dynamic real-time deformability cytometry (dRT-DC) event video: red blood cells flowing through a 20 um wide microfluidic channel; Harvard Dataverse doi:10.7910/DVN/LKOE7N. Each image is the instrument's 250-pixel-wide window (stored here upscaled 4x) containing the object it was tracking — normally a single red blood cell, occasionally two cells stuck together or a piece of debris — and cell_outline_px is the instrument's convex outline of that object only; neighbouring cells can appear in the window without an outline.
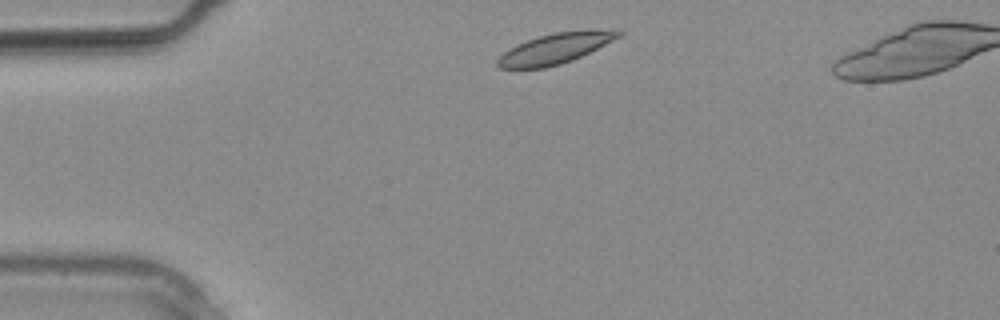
{"species": "common noctule bat (a hibernating species)", "species_latin": "Nyctalus noctula", "temperature_condition": "warm", "stored_images_in_passage": 9, "camera_frame_rate_fps": 3000, "um_per_image_px": 0.085, "animal": {"sex": "male", "body_mass_g": 20.4}, "frame": {"image": 1, "passage_image": 1, "time_ms": 0.0, "image_size_px": [1000, 320], "cell_outline_px": [[624, 32], [620, 36], [572, 60], [560, 64], [544, 68], [500, 68], [496, 64], [496, 60], [504, 52], [516, 44], [540, 36], [556, 32], [592, 28], [620, 28]], "centroid_in_image_um": [47.26, 4.08], "position_along_channel_um": 37.7, "area_um2": 21.56}}